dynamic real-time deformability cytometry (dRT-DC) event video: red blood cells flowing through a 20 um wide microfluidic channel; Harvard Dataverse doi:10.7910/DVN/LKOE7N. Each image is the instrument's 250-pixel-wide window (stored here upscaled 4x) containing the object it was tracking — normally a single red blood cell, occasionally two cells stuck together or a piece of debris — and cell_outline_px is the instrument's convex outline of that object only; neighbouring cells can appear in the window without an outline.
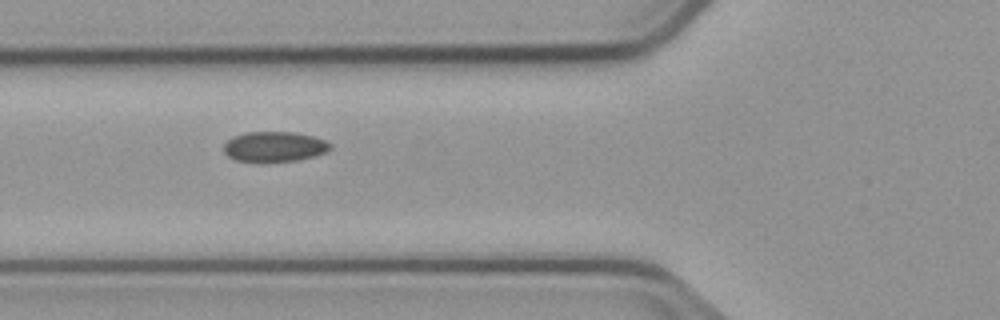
{"species": "common noctule bat (a hibernating species)", "species_latin": "Nyctalus noctula", "temperature_condition": "cold", "stored_images_in_passage": 5, "camera_frame_rate_fps": 3000, "um_per_image_px": 0.085, "animal": {"sex": "male", "body_mass_g": 23.1, "forearm_length_mm": 52.7}, "frame": {"image": 1, "passage_image": 4, "time_ms": 3.667, "image_size_px": [1000, 320], "cell_outline_px": [[332, 148], [324, 152], [312, 156], [296, 160], [236, 160], [228, 156], [224, 152], [224, 144], [232, 136], [244, 132], [292, 132], [312, 136], [328, 140], [332, 144]], "centroid_in_image_um": [23.33, 12.43], "position_along_channel_um": 102.5, "area_um2": 18.32}}
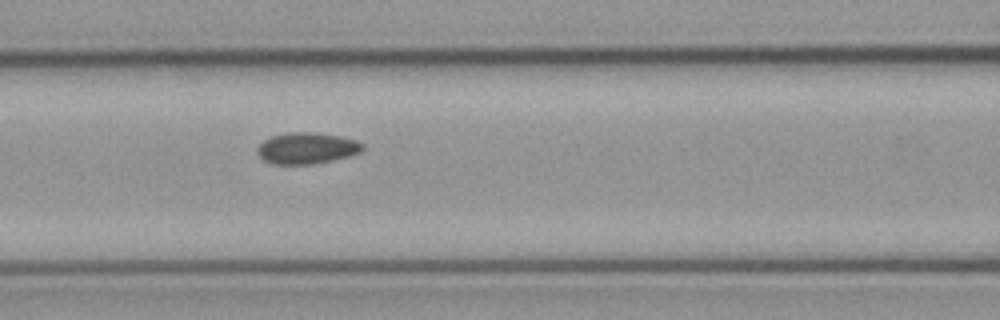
{"frame": {"image": 2, "passage_image": 5, "time_ms": 4.667, "image_size_px": [1000, 320], "cell_outline_px": [[364, 148], [360, 152], [348, 156], [316, 164], [272, 164], [264, 160], [256, 152], [256, 148], [264, 140], [272, 136], [288, 132], [312, 132], [340, 136], [356, 140], [364, 144]], "centroid_in_image_um": [26.07, 12.59], "position_along_channel_um": 140.5, "area_um2": 19.25}}